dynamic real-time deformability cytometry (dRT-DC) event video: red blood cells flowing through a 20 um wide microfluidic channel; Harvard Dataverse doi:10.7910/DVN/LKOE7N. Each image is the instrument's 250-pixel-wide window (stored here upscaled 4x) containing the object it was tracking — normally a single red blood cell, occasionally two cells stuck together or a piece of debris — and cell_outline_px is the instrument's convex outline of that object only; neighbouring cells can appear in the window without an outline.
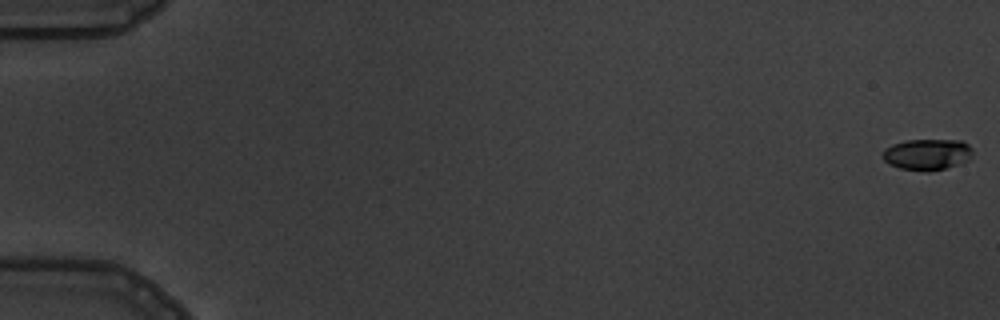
{"species": "common noctule bat (a hibernating species)", "species_latin": "Nyctalus noctula", "temperature_condition": "warm", "stored_images_in_passage": 6, "camera_frame_rate_fps": 3000, "um_per_image_px": 0.085, "animal": {"sex": "male", "body_mass_g": 19.5, "forearm_length_mm": 54.6}, "frame": {"image": 1, "passage_image": 1, "time_ms": 0.0, "image_size_px": [1000, 320], "cell_outline_px": [[972, 156], [968, 160], [960, 164], [928, 172], [924, 172], [900, 168], [888, 164], [884, 160], [884, 148], [892, 144], [908, 140], [960, 140], [968, 144], [972, 148]], "centroid_in_image_um": [78.82, 13.13], "position_along_channel_um": 6.2, "area_um2": 16.42}}
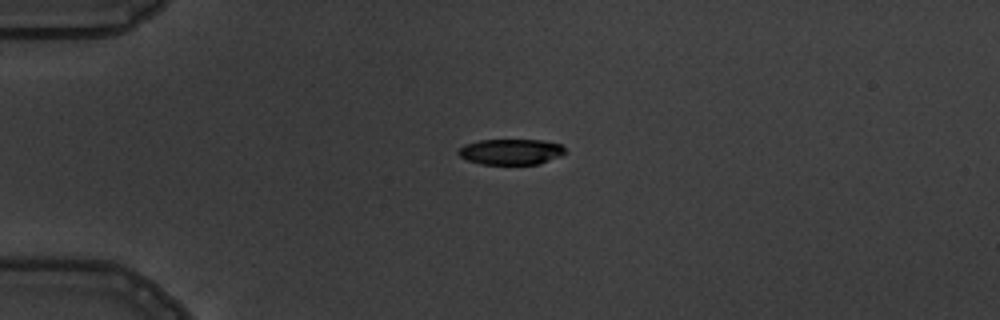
{"frame": {"image": 2, "passage_image": 5, "time_ms": 4.667, "image_size_px": [1000, 320], "cell_outline_px": [[568, 152], [560, 156], [540, 164], [480, 164], [468, 160], [460, 156], [456, 152], [464, 144], [480, 140], [544, 140], [560, 144]], "centroid_in_image_um": [43.44, 12.9], "position_along_channel_um": 41.6, "area_um2": 16.07}}